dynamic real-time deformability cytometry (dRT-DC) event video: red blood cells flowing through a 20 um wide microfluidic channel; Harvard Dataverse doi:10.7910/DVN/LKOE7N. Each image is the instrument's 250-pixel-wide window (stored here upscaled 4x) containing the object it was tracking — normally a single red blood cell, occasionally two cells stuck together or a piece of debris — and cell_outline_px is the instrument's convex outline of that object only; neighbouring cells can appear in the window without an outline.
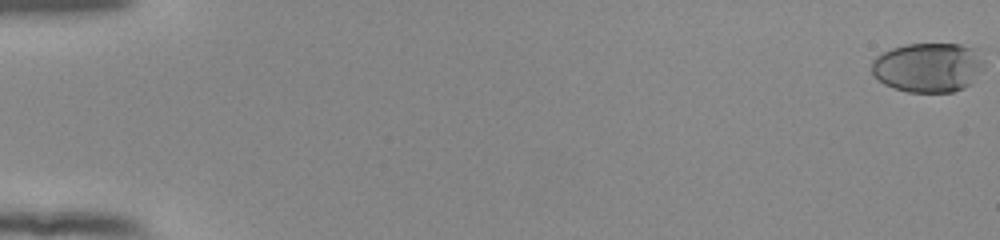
{"species": "human", "species_latin": "Homo sapiens", "temperature_condition": "room temperature", "stored_images_in_passage": 55, "camera_frame_rate_fps": 3000, "um_per_image_px": 0.085, "donor": {"sex": "female"}, "frame": {"image": 1, "passage_image": 1, "time_ms": 0.0, "image_size_px": [1000, 240], "cell_outline_px": [[984, 68], [972, 84], [964, 88], [952, 92], [908, 92], [884, 84], [872, 72], [872, 60], [876, 56], [892, 48], [904, 44], [960, 44], [976, 48], [984, 64]], "centroid_in_image_um": [78.93, 5.72], "position_along_channel_um": 6.1, "area_um2": 32.6}}
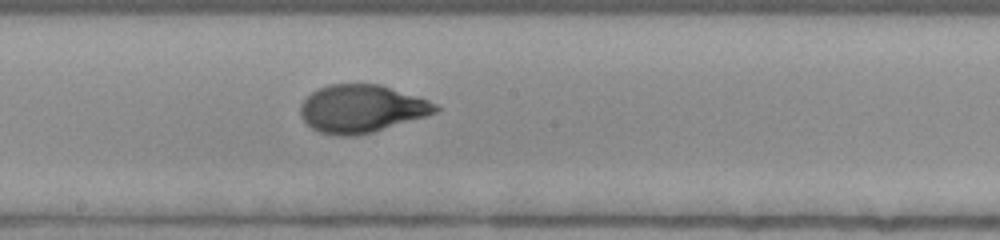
{"frame": {"image": 2, "passage_image": 32, "time_ms": 10.333, "image_size_px": [1000, 240], "cell_outline_px": [[440, 108], [436, 112], [424, 116], [372, 132], [356, 136], [336, 136], [320, 132], [312, 128], [300, 116], [300, 104], [316, 88], [328, 84], [380, 84], [428, 100], [436, 104]], "centroid_in_image_um": [30.68, 9.23], "position_along_channel_um": 217.5, "area_um2": 37.4}}
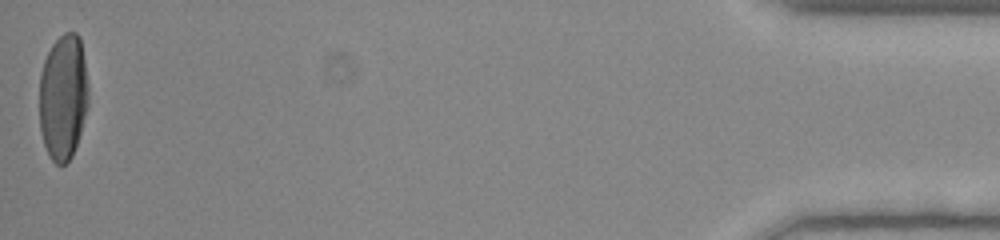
{"frame": {"image": 3, "passage_image": 55, "time_ms": 18.0, "image_size_px": [1000, 240], "cell_outline_px": [[88, 104], [80, 132], [72, 156], [64, 164], [56, 164], [48, 156], [40, 132], [40, 72], [44, 60], [52, 44], [64, 32], [76, 32], [80, 36], [84, 60], [88, 88]], "centroid_in_image_um": [5.36, 8.23], "position_along_channel_um": 429.8, "area_um2": 35.95}, "authors_computed_cell_mechanics": {"area_um2": 36.2406, "velocity_mm_per_s": 3.9093, "shape_relaxation_time_tau1_ms": 5.2183, "shape_relaxation_time_tau2_ms": null, "deformation_change_tau1": 0.2193, "deformation_change_tau2": null}}